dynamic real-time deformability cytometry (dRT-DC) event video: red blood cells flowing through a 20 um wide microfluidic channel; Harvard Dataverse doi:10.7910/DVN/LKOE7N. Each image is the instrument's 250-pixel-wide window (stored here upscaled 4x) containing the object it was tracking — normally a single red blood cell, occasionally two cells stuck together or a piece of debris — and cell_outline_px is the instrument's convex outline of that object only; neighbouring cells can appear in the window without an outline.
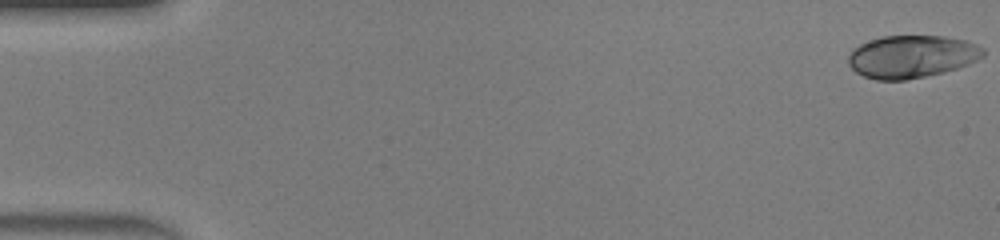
{"species": "human", "species_latin": "Homo sapiens", "temperature_condition": "warm", "stored_images_in_passage": 16, "camera_frame_rate_fps": 3000, "um_per_image_px": 0.085, "donor": {"sex": "male"}, "frame": {"image": 1, "passage_image": 1, "time_ms": 0.0, "image_size_px": [1000, 240], "cell_outline_px": [[984, 56], [968, 64], [944, 72], [904, 80], [876, 80], [864, 76], [856, 72], [848, 64], [848, 56], [852, 48], [860, 44], [880, 36], [944, 36], [968, 40], [984, 48]], "centroid_in_image_um": [77.48, 4.8], "position_along_channel_um": 7.5, "area_um2": 33.58}}
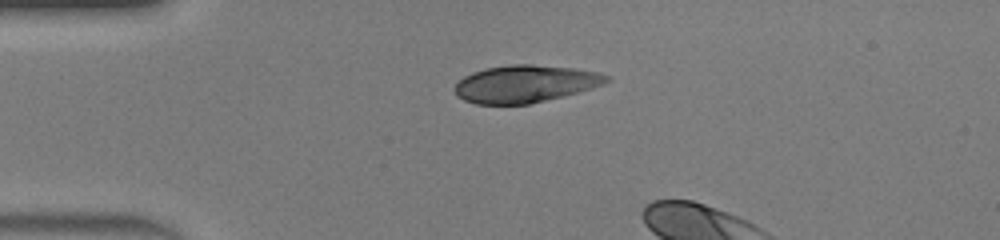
{"frame": {"image": 2, "passage_image": 12, "time_ms": 3.667, "image_size_px": [1000, 240], "cell_outline_px": [[612, 80], [604, 84], [580, 92], [528, 104], [476, 104], [464, 100], [456, 96], [456, 84], [464, 76], [472, 72], [484, 68], [512, 64], [532, 64], [576, 68], [596, 72], [608, 76]], "centroid_in_image_um": [44.66, 7.12], "position_along_channel_um": 40.3, "area_um2": 33.06}}